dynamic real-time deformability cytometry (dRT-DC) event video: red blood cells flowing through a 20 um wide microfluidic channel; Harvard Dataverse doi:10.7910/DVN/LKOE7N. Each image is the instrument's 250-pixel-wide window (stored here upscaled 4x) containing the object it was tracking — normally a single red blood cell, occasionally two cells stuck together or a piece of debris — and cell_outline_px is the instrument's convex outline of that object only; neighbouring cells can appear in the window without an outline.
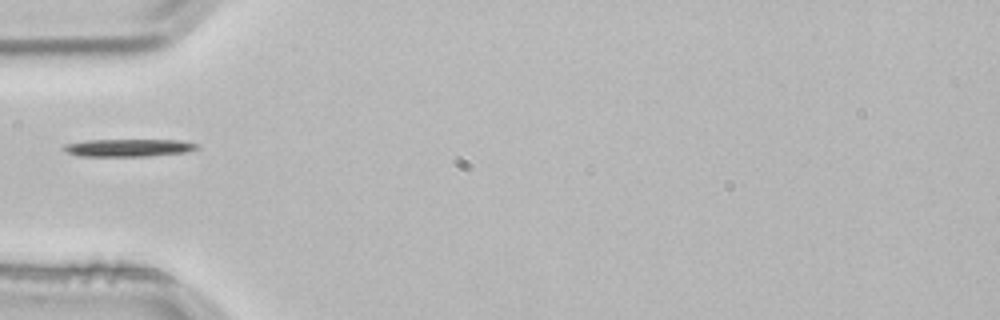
{"species": "common noctule bat (a hibernating species)", "species_latin": "Nyctalus noctula", "temperature_condition": "room temperature", "stored_images_in_passage": 1, "camera_frame_rate_fps": 3000, "um_per_image_px": 0.085, "animal": {"sex": "male", "body_mass_g": 21.5, "forearm_length_mm": 52.0}, "frame": {"image": 1, "passage_image": 1, "time_ms": 0.0, "image_size_px": [1000, 320], "cell_outline_px": [[200, 148], [188, 152], [148, 156], [76, 156], [64, 152], [60, 148], [64, 144], [84, 140], [180, 140], [200, 144]], "centroid_in_image_um": [10.89, 12.56], "position_along_channel_um": 74.1, "area_um2": 13.99}}